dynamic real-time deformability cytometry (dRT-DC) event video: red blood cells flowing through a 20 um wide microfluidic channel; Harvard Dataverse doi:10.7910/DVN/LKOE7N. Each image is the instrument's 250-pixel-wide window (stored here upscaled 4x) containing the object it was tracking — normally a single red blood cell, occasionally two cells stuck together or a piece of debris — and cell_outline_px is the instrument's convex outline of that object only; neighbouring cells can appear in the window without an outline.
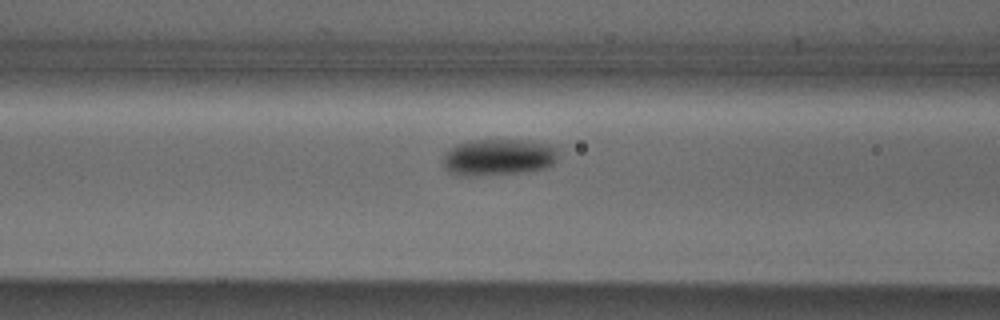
{"species": "Egyptian fruit bat (a non-hibernating species)", "species_latin": "Rousettus aegyptiacus", "temperature_condition": "cold", "stored_images_in_passage": 34, "camera_frame_rate_fps": 3000, "um_per_image_px": 0.085, "animal": {"sex": "male"}, "frame": {"image": 1, "passage_image": 8, "time_ms": 2.333, "image_size_px": [1000, 320], "cell_outline_px": [[556, 160], [548, 168], [532, 172], [472, 176], [456, 176], [448, 172], [444, 164], [444, 156], [456, 144], [468, 140], [528, 140], [552, 144], [556, 148]], "centroid_in_image_um": [42.4, 13.38], "position_along_channel_um": 124.2, "area_um2": 24.97}}
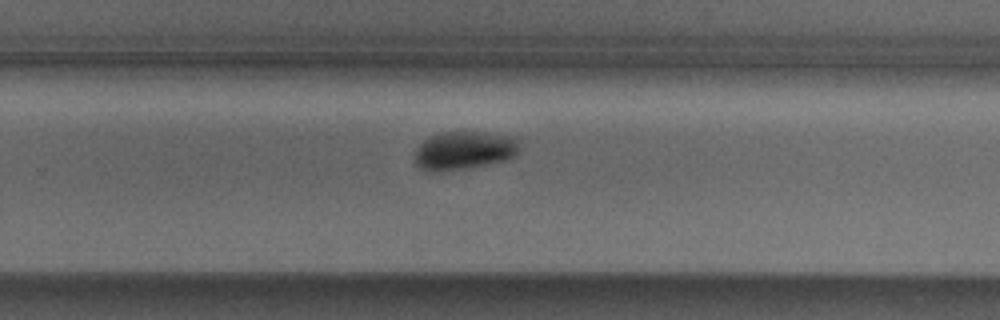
{"frame": {"image": 2, "passage_image": 21, "time_ms": 6.667, "image_size_px": [1000, 320], "cell_outline_px": [[520, 140], [516, 152], [508, 160], [464, 168], [428, 172], [420, 168], [416, 164], [416, 148], [428, 136], [440, 132], [488, 132], [508, 136]], "centroid_in_image_um": [39.42, 12.77], "position_along_channel_um": 290.4, "area_um2": 23.18}}
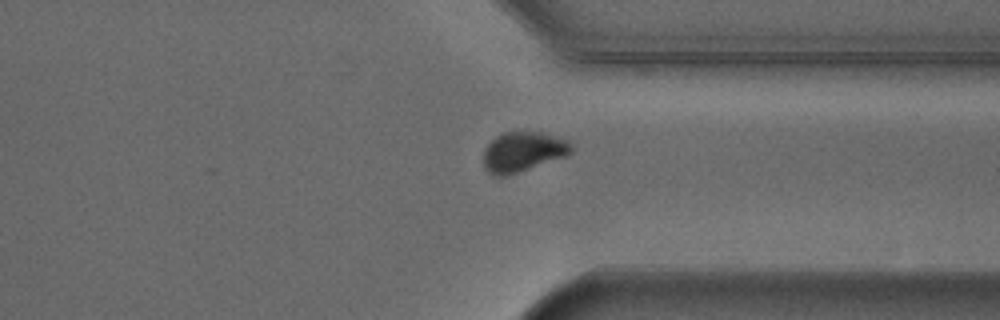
{"frame": {"image": 3, "passage_image": 27, "time_ms": 8.667, "image_size_px": [1000, 320], "cell_outline_px": [[572, 152], [568, 156], [504, 176], [496, 176], [488, 172], [484, 168], [484, 148], [496, 136], [504, 132], [540, 132], [568, 140], [572, 144]], "centroid_in_image_um": [44.46, 12.9], "position_along_channel_um": 366.9, "area_um2": 20.35}}